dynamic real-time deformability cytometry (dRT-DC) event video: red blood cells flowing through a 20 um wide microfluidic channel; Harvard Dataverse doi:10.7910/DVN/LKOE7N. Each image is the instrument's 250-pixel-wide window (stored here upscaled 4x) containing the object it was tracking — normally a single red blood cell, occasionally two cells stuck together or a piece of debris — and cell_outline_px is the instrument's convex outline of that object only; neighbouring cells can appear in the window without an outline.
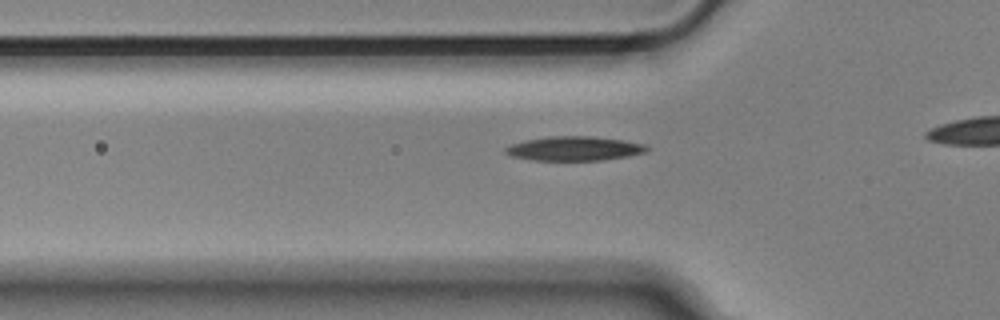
{"species": "Egyptian fruit bat (a non-hibernating species)", "species_latin": "Rousettus aegyptiacus", "temperature_condition": "cold", "stored_images_in_passage": 34, "camera_frame_rate_fps": 3000, "um_per_image_px": 0.085, "animal": {"sex": "male"}, "frame": {"image": 1, "passage_image": 8, "time_ms": 2.333, "image_size_px": [1000, 320], "cell_outline_px": [[648, 148], [644, 152], [628, 156], [600, 160], [532, 160], [512, 156], [504, 152], [504, 148], [512, 144], [528, 140], [552, 136], [592, 136], [620, 140], [644, 144]], "centroid_in_image_um": [48.78, 12.63], "position_along_channel_um": 77.0, "area_um2": 19.59}}
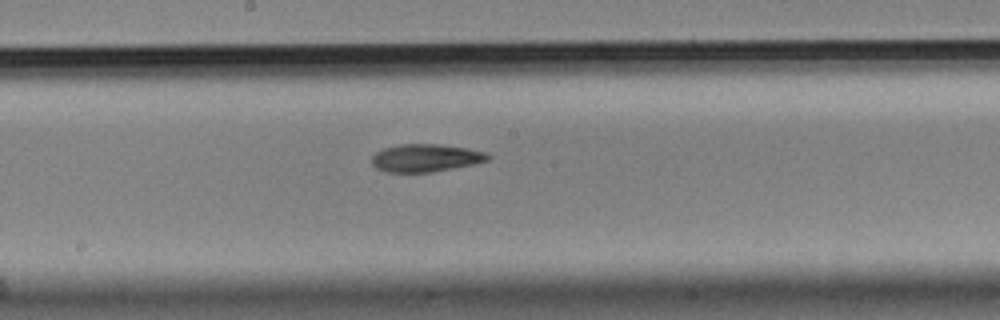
{"frame": {"image": 2, "passage_image": 19, "time_ms": 6.0, "image_size_px": [1000, 320], "cell_outline_px": [[492, 156], [488, 160], [472, 164], [432, 172], [384, 172], [376, 168], [372, 164], [372, 156], [376, 152], [384, 148], [400, 144], [436, 144], [468, 148], [488, 152]], "centroid_in_image_um": [36.18, 13.42], "position_along_channel_um": 212.0, "area_um2": 18.79}}
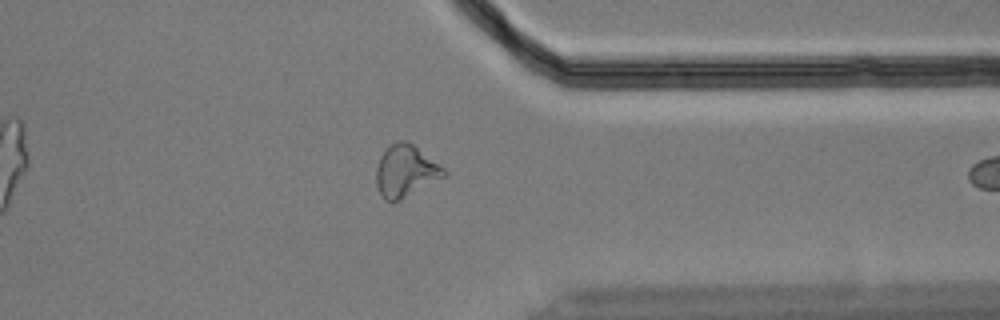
{"frame": {"image": 3, "passage_image": 33, "time_ms": 10.667, "image_size_px": [1000, 320], "cell_outline_px": [[448, 172], [444, 176], [400, 200], [384, 200], [380, 196], [376, 184], [376, 168], [380, 156], [392, 144], [400, 140], [404, 140], [412, 144], [444, 168]], "centroid_in_image_um": [34.44, 14.55], "position_along_channel_um": 377.0, "area_um2": 20.0}}